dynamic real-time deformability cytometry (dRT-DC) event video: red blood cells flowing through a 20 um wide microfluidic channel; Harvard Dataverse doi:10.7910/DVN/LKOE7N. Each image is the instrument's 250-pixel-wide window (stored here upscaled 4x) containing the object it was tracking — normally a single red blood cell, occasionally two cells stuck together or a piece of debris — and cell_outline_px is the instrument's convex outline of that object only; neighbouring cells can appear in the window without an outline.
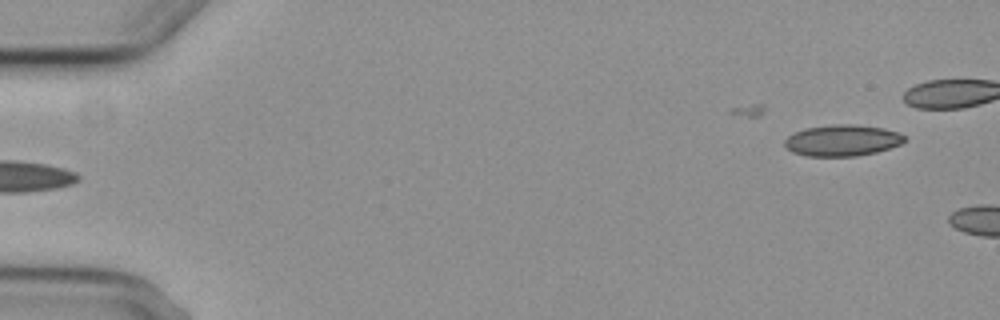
{"species": "common noctule bat (a hibernating species)", "species_latin": "Nyctalus noctula", "temperature_condition": "cold", "stored_images_in_passage": 6, "segment_of_instrument_passage": [2, 2], "camera_frame_rate_fps": 3000, "um_per_image_px": 0.085, "animal": {"sex": "female", "body_mass_g": 29.2, "forearm_length_mm": 56.3}, "frame": {"image": 1, "passage_image": 6, "time_ms": 6.667, "image_size_px": [1000, 320], "cell_outline_px": [[904, 140], [900, 144], [876, 152], [856, 156], [808, 156], [792, 152], [784, 144], [784, 140], [788, 136], [804, 128], [832, 124], [852, 124], [884, 128], [900, 132], [904, 136]], "centroid_in_image_um": [71.58, 11.92], "position_along_channel_um": 13.4, "area_um2": 21.79}}